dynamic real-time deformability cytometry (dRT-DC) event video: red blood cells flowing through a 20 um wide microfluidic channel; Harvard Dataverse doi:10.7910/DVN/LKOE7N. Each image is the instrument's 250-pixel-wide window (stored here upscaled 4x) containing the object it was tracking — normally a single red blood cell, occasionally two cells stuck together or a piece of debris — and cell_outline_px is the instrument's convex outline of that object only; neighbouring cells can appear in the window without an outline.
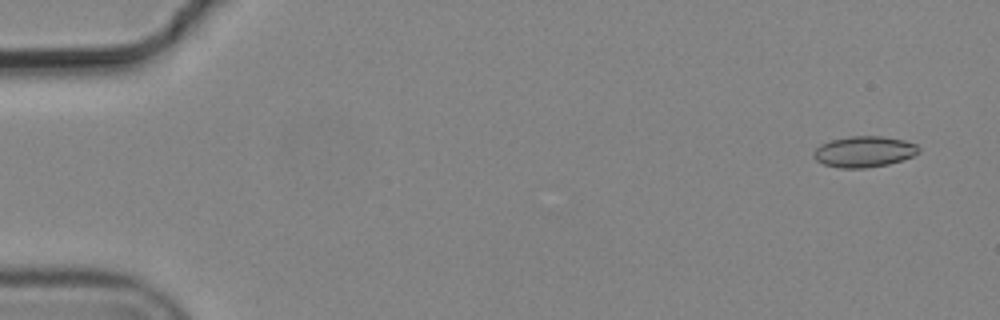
{"species": "common noctule bat (a hibernating species)", "species_latin": "Nyctalus noctula", "temperature_condition": "cold", "stored_images_in_passage": 4, "camera_frame_rate_fps": 3000, "um_per_image_px": 0.085, "animal": {"sex": "male", "body_mass_g": 19.2, "forearm_length_mm": 51.8}, "frame": {"image": 1, "passage_image": 1, "time_ms": 0.0, "image_size_px": [1000, 320], "cell_outline_px": [[920, 152], [912, 156], [888, 164], [864, 168], [840, 168], [824, 164], [816, 160], [812, 156], [812, 152], [820, 144], [832, 140], [848, 136], [880, 136], [904, 140], [916, 144], [920, 148]], "centroid_in_image_um": [73.42, 12.89], "position_along_channel_um": 11.6, "area_um2": 18.96}}
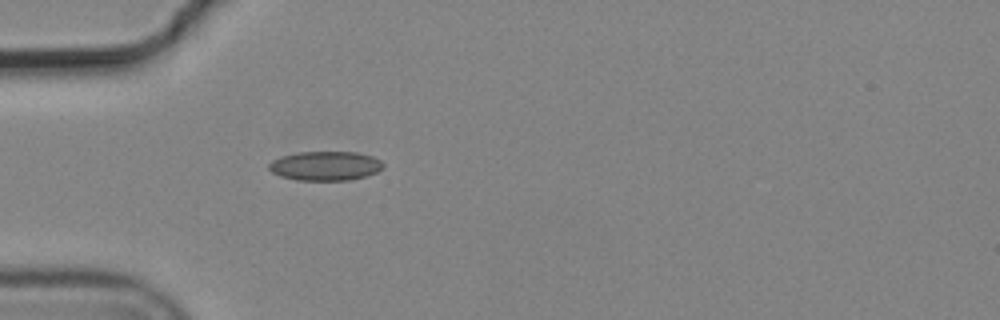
{"frame": {"image": 2, "passage_image": 4, "time_ms": 1.0, "image_size_px": [1000, 320], "cell_outline_px": [[384, 168], [376, 172], [364, 176], [348, 180], [296, 180], [280, 176], [272, 172], [268, 168], [268, 164], [272, 160], [280, 156], [300, 152], [356, 152], [372, 156], [380, 160], [384, 164]], "centroid_in_image_um": [27.64, 14.09], "position_along_channel_um": 57.4, "area_um2": 19.48}}